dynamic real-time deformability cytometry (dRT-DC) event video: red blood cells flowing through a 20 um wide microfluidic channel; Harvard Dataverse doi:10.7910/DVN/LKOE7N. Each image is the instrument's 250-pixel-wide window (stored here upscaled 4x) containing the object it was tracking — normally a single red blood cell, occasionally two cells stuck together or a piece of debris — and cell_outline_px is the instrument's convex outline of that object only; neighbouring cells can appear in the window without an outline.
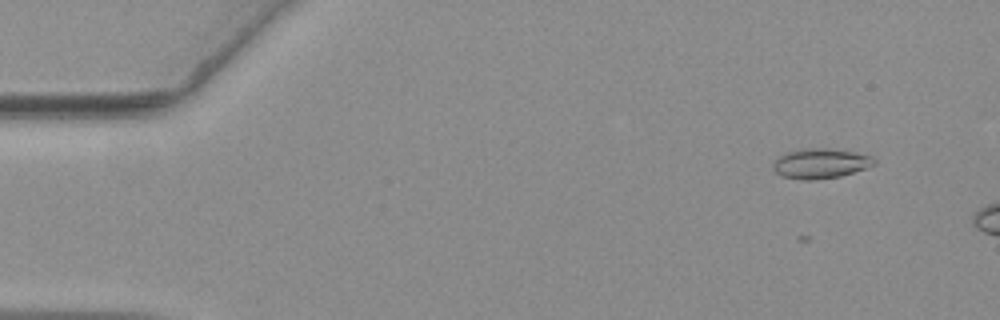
{"species": "common noctule bat (a hibernating species)", "species_latin": "Nyctalus noctula", "temperature_condition": "warm", "stored_images_in_passage": 12, "camera_frame_rate_fps": 3000, "um_per_image_px": 0.085, "animal": {"sex": "female", "body_mass_g": 19.3, "forearm_length_mm": 54.1}, "frame": {"image": 1, "passage_image": 5, "time_ms": 1.333, "image_size_px": [1000, 320], "cell_outline_px": [[876, 164], [840, 176], [816, 180], [800, 180], [784, 176], [776, 172], [772, 168], [772, 164], [784, 152], [804, 148], [828, 148], [852, 152], [872, 156], [876, 160]], "centroid_in_image_um": [69.71, 13.89], "position_along_channel_um": 15.3, "area_um2": 17.57}}